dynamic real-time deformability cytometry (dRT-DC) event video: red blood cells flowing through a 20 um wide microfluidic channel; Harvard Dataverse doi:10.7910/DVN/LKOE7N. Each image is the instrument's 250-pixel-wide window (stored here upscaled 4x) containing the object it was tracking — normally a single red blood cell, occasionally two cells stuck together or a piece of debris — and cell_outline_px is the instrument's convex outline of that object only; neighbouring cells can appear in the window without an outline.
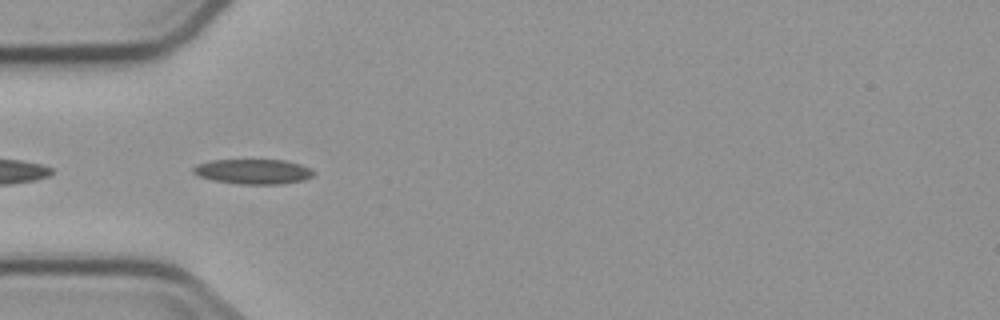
{"species": "common noctule bat (a hibernating species)", "species_latin": "Nyctalus noctula", "temperature_condition": "cold", "stored_images_in_passage": 5, "camera_frame_rate_fps": 3000, "um_per_image_px": 0.085, "animal": {"sex": "male", "body_mass_g": 23.1, "forearm_length_mm": 52.7}, "frame": {"image": 1, "passage_image": 4, "time_ms": 3.667, "image_size_px": [1000, 320], "cell_outline_px": [[316, 172], [312, 176], [304, 180], [280, 184], [236, 184], [212, 180], [200, 176], [192, 172], [192, 168], [196, 164], [208, 160], [284, 160], [300, 164], [312, 168]], "centroid_in_image_um": [21.52, 14.58], "position_along_channel_um": 63.5, "area_um2": 17.69}}
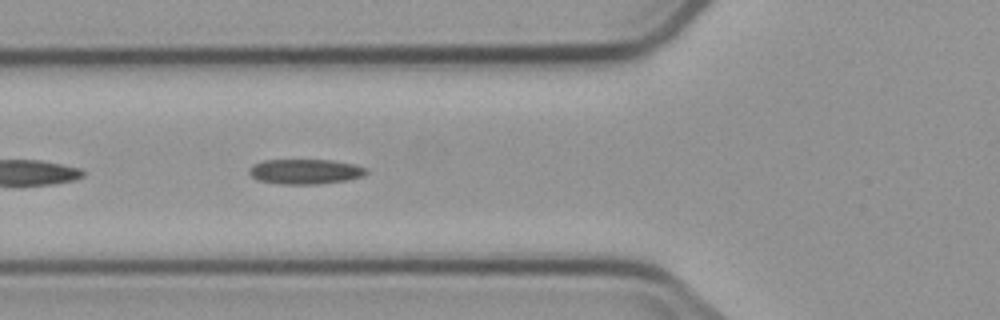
{"frame": {"image": 2, "passage_image": 5, "time_ms": 4.667, "image_size_px": [1000, 320], "cell_outline_px": [[368, 172], [364, 176], [348, 180], [316, 184], [280, 184], [256, 180], [248, 172], [248, 168], [252, 164], [264, 160], [332, 160], [352, 164], [368, 168]], "centroid_in_image_um": [25.93, 14.58], "position_along_channel_um": 99.9, "area_um2": 17.22}}